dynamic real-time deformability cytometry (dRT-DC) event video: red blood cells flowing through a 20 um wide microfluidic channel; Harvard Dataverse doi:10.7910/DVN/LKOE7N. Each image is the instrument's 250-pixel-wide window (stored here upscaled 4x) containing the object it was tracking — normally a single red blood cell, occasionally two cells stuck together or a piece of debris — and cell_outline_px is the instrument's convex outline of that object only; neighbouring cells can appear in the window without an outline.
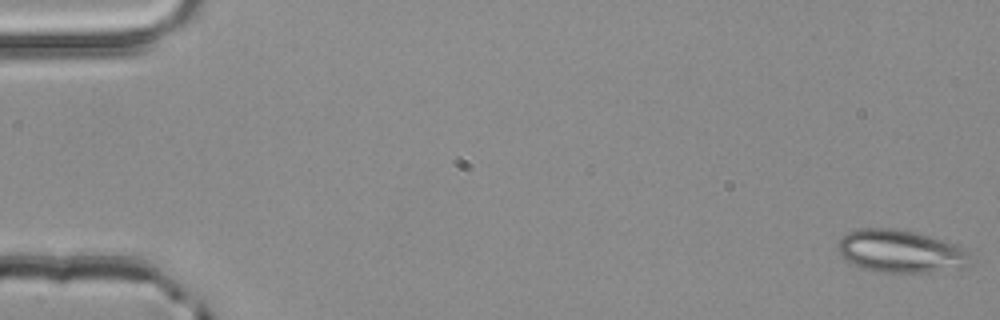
{"species": "common noctule bat (a hibernating species)", "species_latin": "Nyctalus noctula", "temperature_condition": "room temperature", "stored_images_in_passage": 11, "camera_frame_rate_fps": 3000, "um_per_image_px": 0.085, "animal": {"sex": "male", "body_mass_g": 20.4}, "frame": {"image": 1, "passage_image": 1, "time_ms": 0.0, "image_size_px": [1000, 320], "cell_outline_px": [[976, 260], [968, 268], [928, 272], [884, 272], [860, 268], [844, 260], [840, 256], [836, 248], [836, 244], [848, 232], [860, 228], [896, 228], [916, 232], [960, 244]], "centroid_in_image_um": [76.62, 21.36], "position_along_channel_um": 8.4, "area_um2": 33.93}}